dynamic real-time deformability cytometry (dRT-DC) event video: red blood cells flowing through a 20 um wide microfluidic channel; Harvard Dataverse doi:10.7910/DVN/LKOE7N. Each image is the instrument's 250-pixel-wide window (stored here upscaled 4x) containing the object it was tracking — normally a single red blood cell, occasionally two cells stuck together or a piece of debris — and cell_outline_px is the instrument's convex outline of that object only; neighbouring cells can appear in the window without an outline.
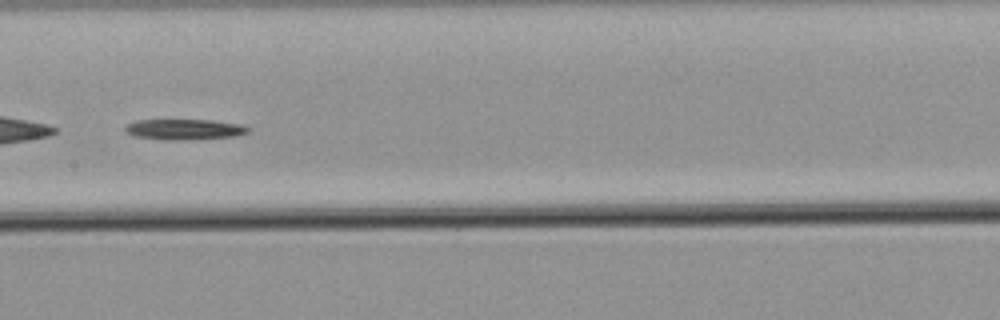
{"species": "common noctule bat (a hibernating species)", "species_latin": "Nyctalus noctula", "temperature_condition": "warm", "stored_images_in_passage": 45, "camera_frame_rate_fps": 3000, "um_per_image_px": 0.085, "animal": {"sex": "male", "body_mass_g": 21.5, "forearm_length_mm": 52.0}, "frame": {"image": 1, "passage_image": 20, "time_ms": 6.333, "image_size_px": [1000, 320], "cell_outline_px": [[248, 132], [236, 136], [184, 140], [160, 140], [132, 136], [124, 132], [124, 128], [128, 124], [136, 120], [208, 120], [240, 124], [248, 128]], "centroid_in_image_um": [15.59, 11.01], "position_along_channel_um": 191.8, "area_um2": 14.8}}